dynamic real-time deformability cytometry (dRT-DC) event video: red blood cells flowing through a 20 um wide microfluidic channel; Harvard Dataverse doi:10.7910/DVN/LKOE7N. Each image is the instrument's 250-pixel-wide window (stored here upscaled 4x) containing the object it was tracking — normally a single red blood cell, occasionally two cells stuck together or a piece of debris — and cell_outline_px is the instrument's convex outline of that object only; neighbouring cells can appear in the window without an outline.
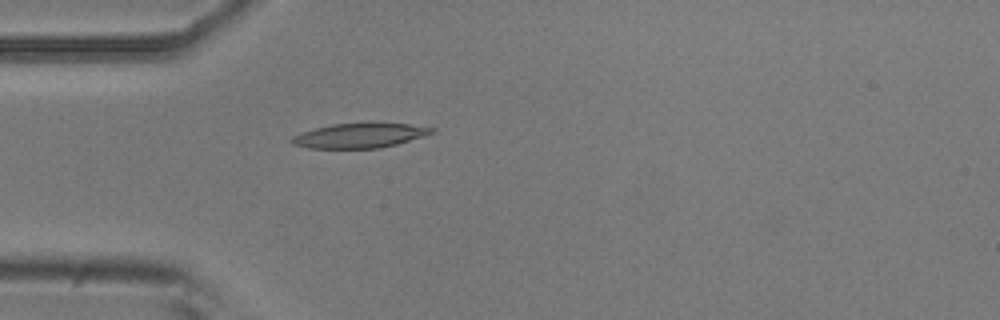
{"species": "common noctule bat (a hibernating species)", "species_latin": "Nyctalus noctula", "temperature_condition": "room temperature", "stored_images_in_passage": 5, "camera_frame_rate_fps": 3000, "um_per_image_px": 0.085, "animal": {"sex": "male", "body_mass_g": 20.5, "forearm_length_mm": 52.5}, "frame": {"image": 1, "passage_image": 5, "time_ms": 4.333, "image_size_px": [1000, 320], "cell_outline_px": [[436, 132], [424, 136], [396, 144], [380, 148], [308, 148], [292, 144], [288, 140], [292, 136], [300, 132], [332, 124], [408, 124], [436, 128]], "centroid_in_image_um": [30.54, 11.53], "position_along_channel_um": 54.5, "area_um2": 19.88}}